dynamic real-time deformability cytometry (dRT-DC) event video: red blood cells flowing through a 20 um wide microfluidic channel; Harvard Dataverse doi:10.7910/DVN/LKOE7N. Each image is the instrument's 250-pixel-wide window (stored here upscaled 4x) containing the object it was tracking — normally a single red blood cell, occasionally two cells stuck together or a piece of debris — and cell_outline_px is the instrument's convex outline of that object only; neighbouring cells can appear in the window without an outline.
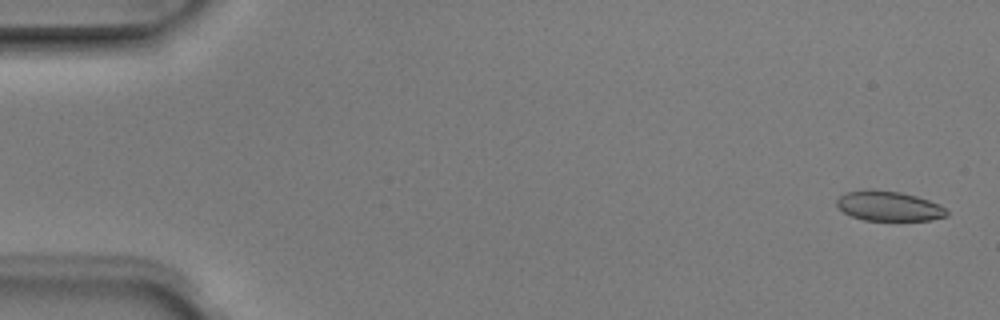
{"species": "Egyptian fruit bat (a non-hibernating species)", "species_latin": "Rousettus aegyptiacus", "temperature_condition": "room temperature", "stored_images_in_passage": 5, "camera_frame_rate_fps": 3000, "um_per_image_px": 0.085, "animal": {"sex": "male"}, "frame": {"image": 1, "passage_image": 1, "time_ms": 0.0, "image_size_px": [1000, 320], "cell_outline_px": [[948, 216], [932, 220], [864, 220], [852, 216], [844, 212], [836, 204], [836, 200], [840, 196], [848, 192], [868, 188], [872, 188], [900, 192], [916, 196], [940, 204], [948, 212]], "centroid_in_image_um": [75.56, 17.5], "position_along_channel_um": 9.4, "area_um2": 19.19}}